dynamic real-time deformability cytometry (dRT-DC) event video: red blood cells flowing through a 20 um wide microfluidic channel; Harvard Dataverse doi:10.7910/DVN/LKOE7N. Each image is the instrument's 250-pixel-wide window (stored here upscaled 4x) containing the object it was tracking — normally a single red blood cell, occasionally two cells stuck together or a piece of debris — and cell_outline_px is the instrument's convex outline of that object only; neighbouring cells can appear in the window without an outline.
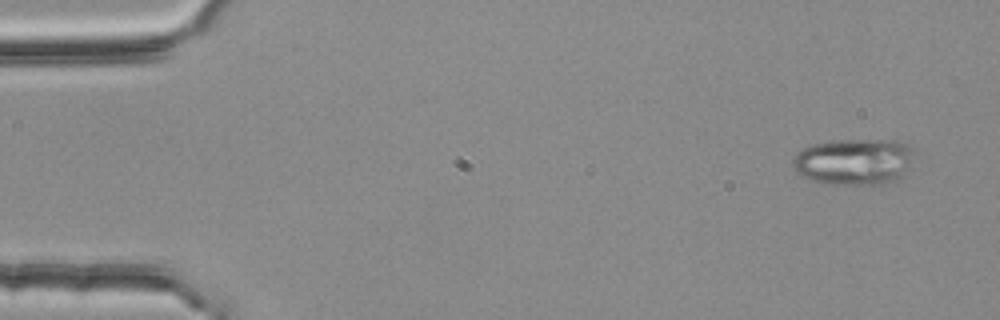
{"species": "common noctule bat (a hibernating species)", "species_latin": "Nyctalus noctula", "temperature_condition": "room temperature", "stored_images_in_passage": 53, "segment_of_instrument_passage": [1, 3], "camera_frame_rate_fps": 3000, "um_per_image_px": 0.085, "animal": {"sex": "female", "body_mass_g": 25.1}, "frame": {"image": 1, "passage_image": 1, "time_ms": 0.0, "image_size_px": [1000, 320], "cell_outline_px": [[920, 156], [904, 180], [888, 184], [824, 184], [800, 176], [796, 172], [792, 164], [792, 156], [800, 148], [812, 144], [836, 140], [892, 140], [904, 144], [912, 148]], "centroid_in_image_um": [72.7, 13.76], "position_along_channel_um": 12.3, "area_um2": 34.39}}